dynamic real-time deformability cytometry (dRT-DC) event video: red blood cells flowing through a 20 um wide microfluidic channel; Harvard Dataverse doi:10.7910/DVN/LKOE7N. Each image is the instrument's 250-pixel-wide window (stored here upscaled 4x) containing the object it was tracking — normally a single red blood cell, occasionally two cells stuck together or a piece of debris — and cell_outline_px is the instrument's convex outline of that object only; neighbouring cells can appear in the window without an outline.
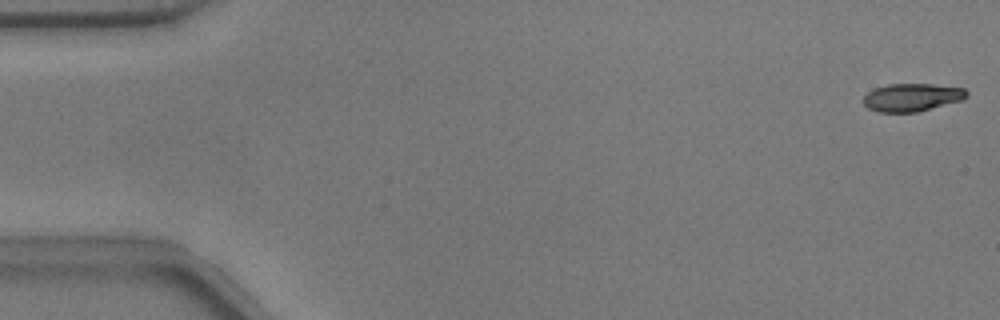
{"species": "common noctule bat (a hibernating species)", "species_latin": "Nyctalus noctula", "temperature_condition": "warm", "stored_images_in_passage": 53, "camera_frame_rate_fps": 3000, "um_per_image_px": 0.085, "animal": {"sex": "male", "body_mass_g": 17.9}, "frame": {"image": 1, "passage_image": 1, "time_ms": 0.0, "image_size_px": [1000, 320], "cell_outline_px": [[968, 96], [960, 100], [916, 112], [880, 112], [868, 108], [864, 104], [864, 96], [868, 92], [876, 88], [888, 84], [932, 84], [964, 88], [968, 92]], "centroid_in_image_um": [77.51, 8.27], "position_along_channel_um": 7.5, "area_um2": 16.53}}
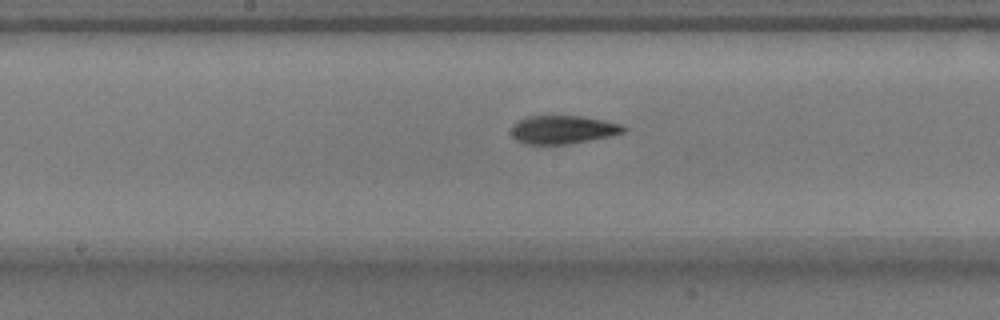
{"frame": {"image": 2, "passage_image": 27, "time_ms": 8.667, "image_size_px": [1000, 320], "cell_outline_px": [[628, 128], [624, 132], [608, 136], [568, 144], [524, 144], [516, 140], [512, 136], [512, 124], [528, 116], [580, 116], [604, 120], [624, 124]], "centroid_in_image_um": [47.86, 11.01], "position_along_channel_um": 200.3, "area_um2": 18.5}}
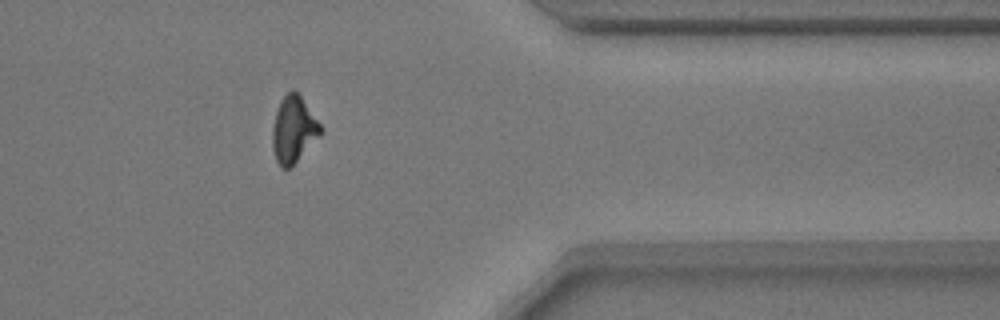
{"frame": {"image": 3, "passage_image": 43, "time_ms": 14.0, "image_size_px": [1000, 320], "cell_outline_px": [[324, 128], [292, 168], [280, 168], [276, 160], [272, 144], [272, 128], [276, 112], [280, 100], [292, 88], [300, 96]], "centroid_in_image_um": [24.93, 11.03], "position_along_channel_um": 386.5, "area_um2": 18.5}, "authors_computed_cell_mechanics": {"area_um2": 18.3804, "velocity_mm_per_s": 3.8017, "shape_relaxation_time_tau1_ms": 4.4617, "shape_relaxation_time_tau2_ms": 3.9877, "deformation_change_tau1": 0.1925, "deformation_change_tau2": 0.0844}}